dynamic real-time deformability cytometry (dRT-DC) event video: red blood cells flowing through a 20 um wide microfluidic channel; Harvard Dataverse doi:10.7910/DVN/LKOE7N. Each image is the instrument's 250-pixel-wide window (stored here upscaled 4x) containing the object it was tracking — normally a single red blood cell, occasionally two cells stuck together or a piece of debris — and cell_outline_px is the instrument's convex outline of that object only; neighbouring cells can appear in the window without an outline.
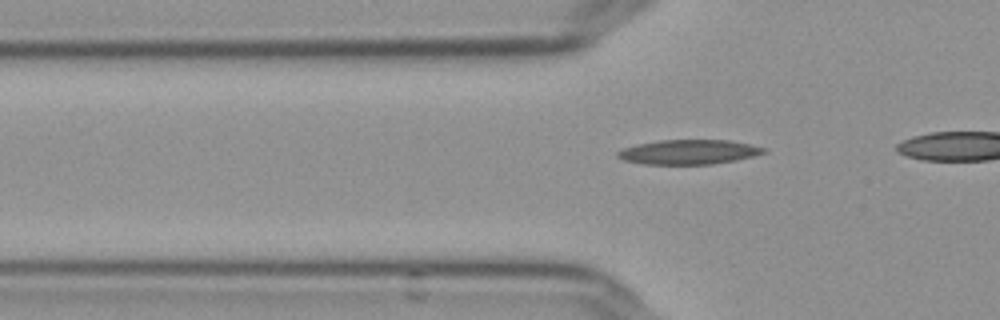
{"species": "Egyptian fruit bat (a non-hibernating species)", "species_latin": "Rousettus aegyptiacus", "temperature_condition": "cold", "stored_images_in_passage": 30, "camera_frame_rate_fps": 3000, "um_per_image_px": 0.085, "frame": {"image": 1, "passage_image": 3, "time_ms": 0.667, "image_size_px": [1000, 320], "cell_outline_px": [[764, 152], [752, 156], [736, 160], [712, 164], [644, 164], [624, 160], [616, 156], [616, 152], [624, 148], [640, 144], [660, 140], [728, 140], [748, 144], [764, 148]], "centroid_in_image_um": [58.5, 12.92], "position_along_channel_um": 67.3, "area_um2": 20.58}}
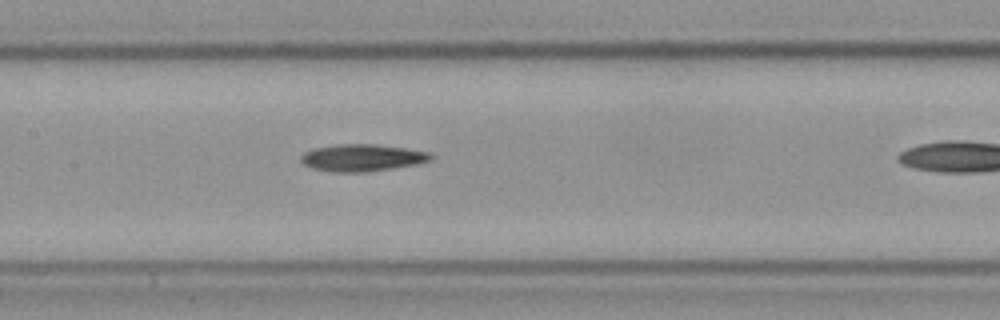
{"frame": {"image": 2, "passage_image": 12, "time_ms": 3.667, "image_size_px": [1000, 320], "cell_outline_px": [[432, 156], [428, 160], [416, 164], [364, 172], [332, 172], [312, 168], [304, 164], [300, 160], [300, 156], [304, 152], [312, 148], [336, 144], [376, 144], [404, 148], [428, 152]], "centroid_in_image_um": [30.69, 13.4], "position_along_channel_um": 176.7, "area_um2": 20.29}}
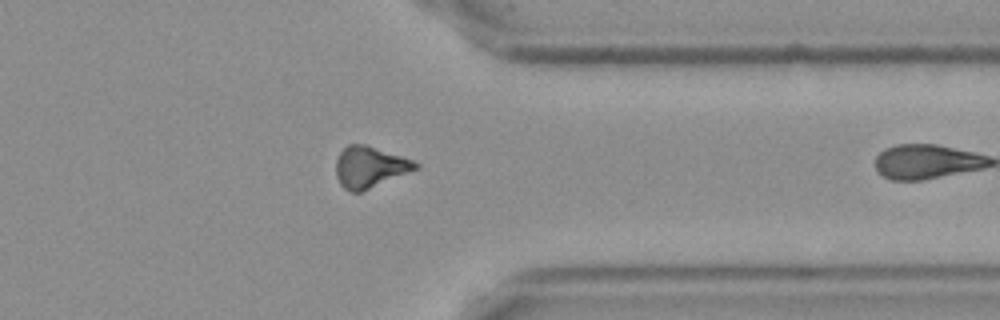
{"frame": {"image": 3, "passage_image": 29, "time_ms": 9.333, "image_size_px": [1000, 320], "cell_outline_px": [[420, 168], [360, 192], [352, 192], [344, 188], [340, 184], [336, 176], [336, 160], [340, 152], [348, 144], [364, 144], [412, 160], [420, 164]], "centroid_in_image_um": [31.42, 14.2], "position_along_channel_um": 380.0, "area_um2": 18.9}}